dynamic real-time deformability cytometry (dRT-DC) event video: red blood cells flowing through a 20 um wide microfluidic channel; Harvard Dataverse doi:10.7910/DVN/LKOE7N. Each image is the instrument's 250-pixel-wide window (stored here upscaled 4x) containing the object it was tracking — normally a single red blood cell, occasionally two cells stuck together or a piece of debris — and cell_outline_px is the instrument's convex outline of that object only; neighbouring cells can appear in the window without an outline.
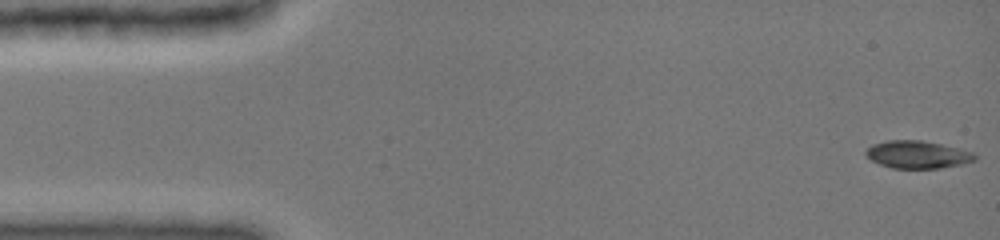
{"species": "common noctule bat (a hibernating species)", "species_latin": "Nyctalus noctula", "temperature_condition": "cold", "stored_images_in_passage": 15, "camera_frame_rate_fps": 3000, "um_per_image_px": 0.085, "animal": {"sex": "female", "body_mass_g": 19.0, "forearm_length_mm": 51.5}, "frame": {"image": 1, "passage_image": 1, "time_ms": 0.0, "image_size_px": [1000, 240], "cell_outline_px": [[976, 160], [960, 164], [940, 168], [892, 168], [880, 164], [872, 160], [864, 152], [872, 144], [888, 140], [920, 140], [940, 144], [972, 152], [976, 156]], "centroid_in_image_um": [77.96, 13.14], "position_along_channel_um": 7.0, "area_um2": 17.22}}
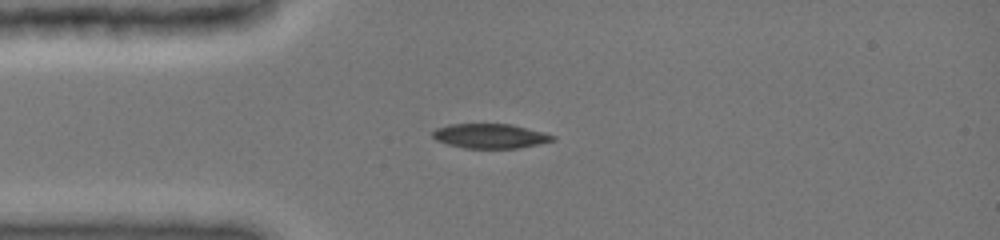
{"frame": {"image": 2, "passage_image": 11, "time_ms": 3.667, "image_size_px": [1000, 240], "cell_outline_px": [[556, 140], [516, 148], [464, 148], [448, 144], [436, 140], [432, 136], [432, 132], [436, 128], [448, 124], [512, 124], [544, 132], [556, 136]], "centroid_in_image_um": [41.66, 11.55], "position_along_channel_um": 43.3, "area_um2": 17.17}}
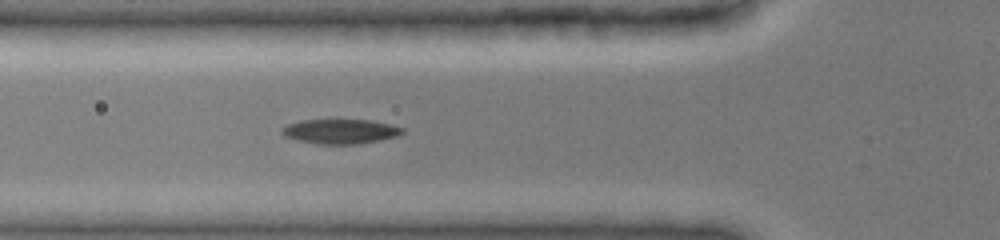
{"frame": {"image": 3, "passage_image": 15, "time_ms": 5.333, "image_size_px": [1000, 240], "cell_outline_px": [[404, 132], [396, 136], [380, 140], [360, 144], [316, 144], [296, 140], [284, 136], [280, 132], [280, 128], [288, 124], [300, 120], [368, 120], [392, 124], [404, 128]], "centroid_in_image_um": [28.9, 11.17], "position_along_channel_um": 96.9, "area_um2": 17.46}}